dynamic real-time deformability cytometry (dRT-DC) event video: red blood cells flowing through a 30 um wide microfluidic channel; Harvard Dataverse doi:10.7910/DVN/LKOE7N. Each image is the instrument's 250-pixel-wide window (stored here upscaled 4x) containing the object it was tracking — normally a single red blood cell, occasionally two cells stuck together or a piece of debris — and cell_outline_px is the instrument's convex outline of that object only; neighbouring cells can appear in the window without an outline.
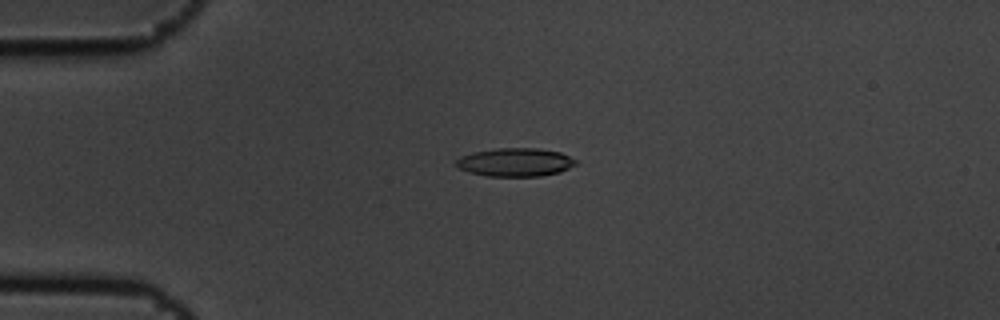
{"species": "common noctule bat (a hibernating species)", "species_latin": "Nyctalus noctula", "temperature_condition": "cold", "stored_images_in_passage": 2, "camera_frame_rate_fps": 3000, "um_per_image_px": 0.085, "animal": {"sex": "male", "body_mass_g": 19.5, "forearm_length_mm": 54.6}, "frame": {"image": 1, "passage_image": 1, "time_ms": 0.0, "image_size_px": [1000, 320], "cell_outline_px": [[580, 160], [576, 164], [560, 172], [540, 176], [488, 176], [468, 172], [452, 164], [460, 156], [472, 152], [496, 148], [536, 148], [560, 152]], "centroid_in_image_um": [43.79, 13.78], "position_along_channel_um": 41.2, "area_um2": 20.0}}